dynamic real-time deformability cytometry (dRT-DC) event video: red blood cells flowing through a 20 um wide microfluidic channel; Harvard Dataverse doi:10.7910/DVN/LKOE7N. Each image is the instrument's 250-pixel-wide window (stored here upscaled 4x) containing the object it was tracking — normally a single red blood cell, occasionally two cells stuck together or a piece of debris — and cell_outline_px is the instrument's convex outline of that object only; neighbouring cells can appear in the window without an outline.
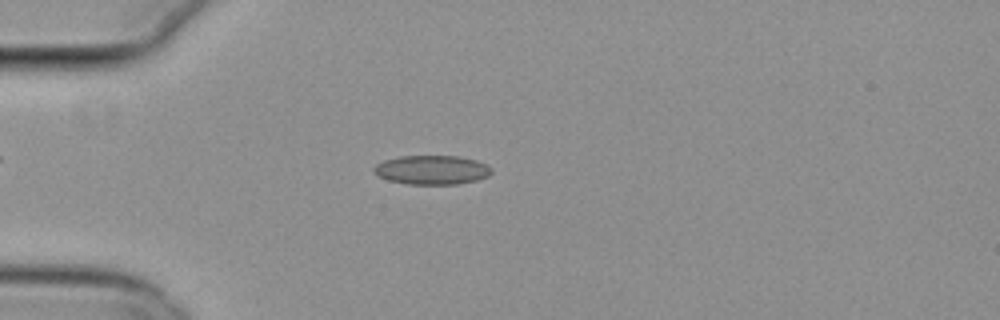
{"species": "common noctule bat (a hibernating species)", "species_latin": "Nyctalus noctula", "temperature_condition": "cold", "stored_images_in_passage": 50, "camera_frame_rate_fps": 3000, "um_per_image_px": 0.085, "animal": {"sex": "female", "body_mass_g": 29.2, "forearm_length_mm": 56.3}, "frame": {"image": 1, "passage_image": 11, "time_ms": 3.333, "image_size_px": [1000, 320], "cell_outline_px": [[492, 172], [488, 176], [476, 180], [456, 184], [408, 184], [388, 180], [376, 176], [372, 172], [372, 168], [376, 164], [384, 160], [400, 156], [460, 156], [476, 160], [488, 164], [492, 168]], "centroid_in_image_um": [36.69, 14.44], "position_along_channel_um": 48.3, "area_um2": 20.17}}
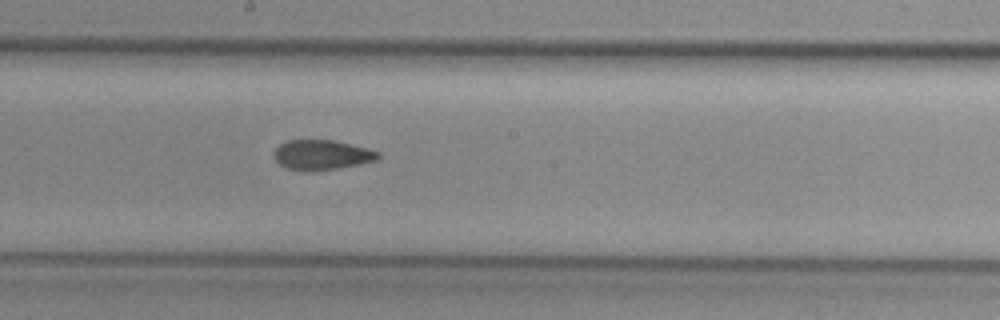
{"frame": {"image": 2, "passage_image": 26, "time_ms": 8.333, "image_size_px": [1000, 320], "cell_outline_px": [[380, 156], [376, 160], [336, 168], [312, 172], [300, 172], [288, 168], [280, 164], [272, 156], [272, 152], [280, 144], [288, 140], [332, 140], [368, 148], [380, 152]], "centroid_in_image_um": [27.3, 13.17], "position_along_channel_um": 220.9, "area_um2": 18.21}}
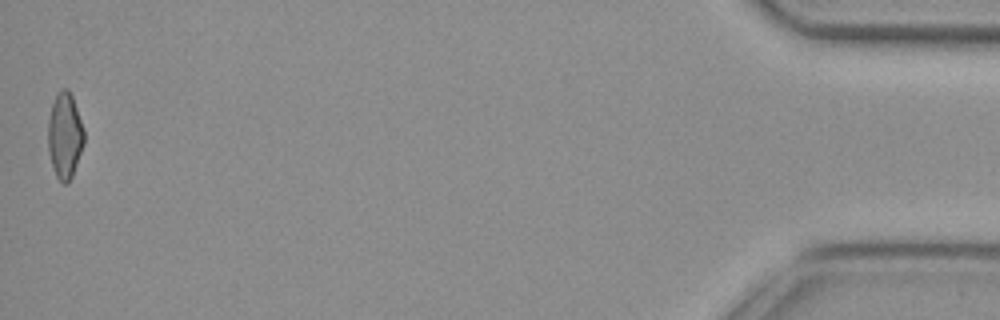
{"frame": {"image": 3, "passage_image": 50, "time_ms": 16.333, "image_size_px": [1000, 320], "cell_outline_px": [[84, 144], [72, 176], [68, 184], [64, 184], [56, 176], [48, 152], [48, 120], [52, 104], [56, 92], [60, 88], [68, 88], [72, 96], [84, 128]], "centroid_in_image_um": [5.5, 11.5], "position_along_channel_um": 429.7, "area_um2": 18.15}, "authors_computed_cell_mechanics": {"area_um2": 18.7561, "velocity_mm_per_s": 3.8083, "shape_relaxation_time_tau1_ms": null, "shape_relaxation_time_tau2_ms": 3.122, "deformation_change_tau1": null, "deformation_change_tau2": 0.0844}}